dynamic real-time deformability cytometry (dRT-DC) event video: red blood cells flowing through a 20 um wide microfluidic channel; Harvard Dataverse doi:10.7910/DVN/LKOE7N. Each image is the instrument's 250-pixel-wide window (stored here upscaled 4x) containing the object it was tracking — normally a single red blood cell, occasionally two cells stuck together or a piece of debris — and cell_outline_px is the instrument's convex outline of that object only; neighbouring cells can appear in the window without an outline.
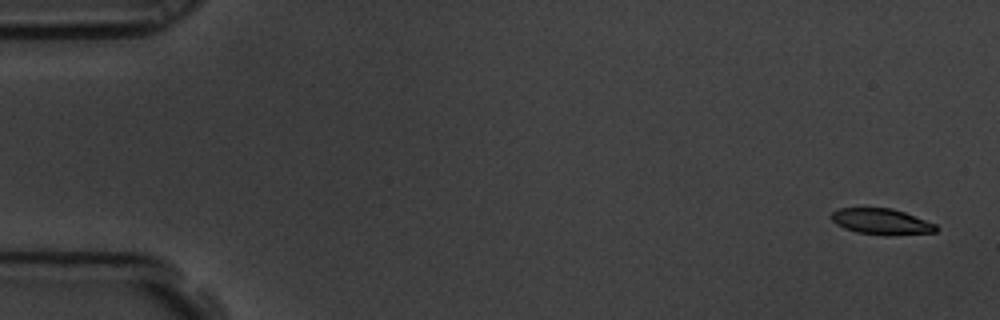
{"species": "common noctule bat (a hibernating species)", "species_latin": "Nyctalus noctula", "temperature_condition": "room temperature", "stored_images_in_passage": 5, "camera_frame_rate_fps": 3000, "um_per_image_px": 0.085, "animal": {"sex": "male", "body_mass_g": 19.5, "forearm_length_mm": 54.6}, "frame": {"image": 1, "passage_image": 1, "time_ms": 0.0, "image_size_px": [1000, 320], "cell_outline_px": [[940, 228], [936, 232], [888, 236], [884, 236], [856, 232], [844, 228], [836, 224], [828, 216], [832, 212], [840, 208], [892, 208], [904, 212], [936, 224]], "centroid_in_image_um": [74.92, 18.85], "position_along_channel_um": 10.1, "area_um2": 16.07}}
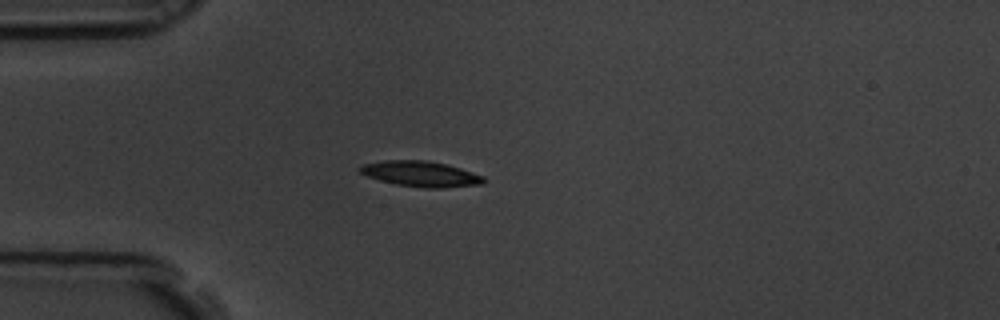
{"frame": {"image": 2, "passage_image": 5, "time_ms": 1.333, "image_size_px": [1000, 320], "cell_outline_px": [[488, 180], [484, 184], [440, 188], [424, 188], [396, 184], [380, 180], [368, 176], [360, 172], [356, 168], [360, 164], [384, 160], [424, 160], [444, 164], [460, 168], [484, 176]], "centroid_in_image_um": [35.76, 14.78], "position_along_channel_um": 49.2, "area_um2": 18.5}}